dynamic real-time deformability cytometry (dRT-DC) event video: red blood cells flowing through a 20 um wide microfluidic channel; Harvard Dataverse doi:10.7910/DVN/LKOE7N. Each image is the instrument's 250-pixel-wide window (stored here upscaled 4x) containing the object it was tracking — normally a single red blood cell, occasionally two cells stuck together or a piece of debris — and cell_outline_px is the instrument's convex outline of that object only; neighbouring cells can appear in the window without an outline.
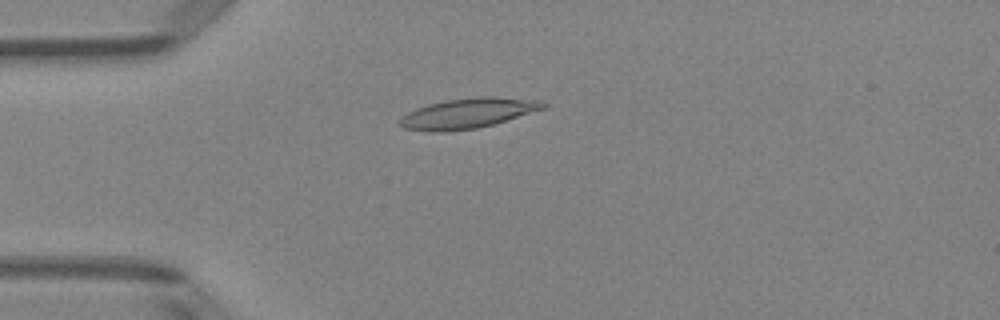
{"species": "Egyptian fruit bat (a non-hibernating species)", "species_latin": "Rousettus aegyptiacus", "temperature_condition": "room temperature", "stored_images_in_passage": 51, "camera_frame_rate_fps": 3000, "um_per_image_px": 0.085, "animal": {"sex": "female"}, "frame": {"image": 1, "passage_image": 13, "time_ms": 4.0, "image_size_px": [1000, 320], "cell_outline_px": [[548, 108], [492, 124], [476, 128], [444, 132], [432, 132], [404, 128], [396, 124], [408, 112], [416, 108], [428, 104], [444, 100], [480, 96], [492, 96], [544, 100], [548, 104]], "centroid_in_image_um": [39.82, 9.61], "position_along_channel_um": 45.2, "area_um2": 25.43}}
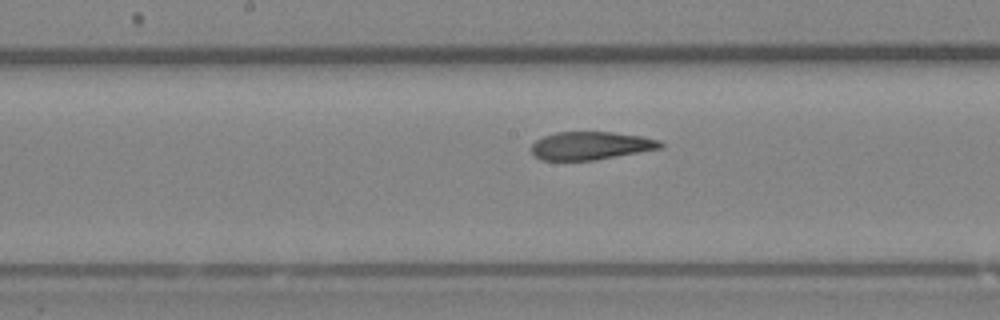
{"frame": {"image": 2, "passage_image": 26, "time_ms": 8.333, "image_size_px": [1000, 320], "cell_outline_px": [[664, 148], [596, 160], [540, 160], [532, 152], [532, 144], [536, 140], [544, 136], [556, 132], [612, 132], [644, 136], [660, 140], [664, 144]], "centroid_in_image_um": [50.28, 12.38], "position_along_channel_um": 197.9, "area_um2": 21.27}}
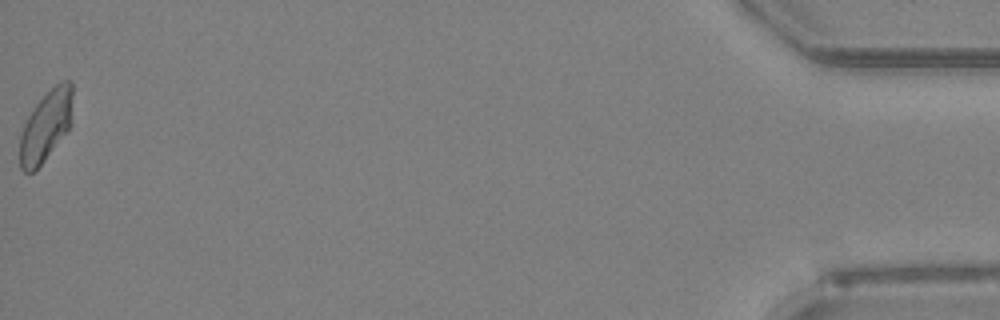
{"frame": {"image": 3, "passage_image": 51, "time_ms": 16.667, "image_size_px": [1000, 320], "cell_outline_px": [[72, 96], [68, 132], [44, 160], [32, 172], [24, 172], [20, 168], [20, 136], [24, 124], [28, 116], [36, 104], [60, 80], [72, 80]], "centroid_in_image_um": [3.89, 10.7], "position_along_channel_um": 431.3, "area_um2": 21.39}, "authors_computed_cell_mechanics": {"area_um2": 22.4842, "velocity_mm_per_s": 3.9693, "shape_relaxation_time_tau1_ms": null, "shape_relaxation_time_tau2_ms": 1.9809, "deformation_change_tau1": null, "deformation_change_tau2": 0.0888}}